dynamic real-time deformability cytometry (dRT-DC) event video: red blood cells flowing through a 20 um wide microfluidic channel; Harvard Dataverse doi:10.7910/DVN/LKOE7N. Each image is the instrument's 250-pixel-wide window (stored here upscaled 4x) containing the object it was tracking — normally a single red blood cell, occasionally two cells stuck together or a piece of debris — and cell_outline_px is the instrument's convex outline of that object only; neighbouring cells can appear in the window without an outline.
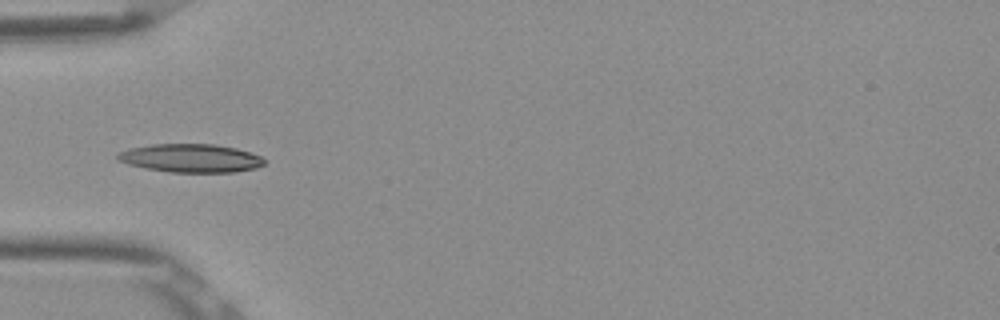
{"species": "Egyptian fruit bat (a non-hibernating species)", "species_latin": "Rousettus aegyptiacus", "temperature_condition": "room temperature", "stored_images_in_passage": 8, "camera_frame_rate_fps": 3000, "um_per_image_px": 0.085, "frame": {"image": 1, "passage_image": 5, "time_ms": 1.333, "image_size_px": [1000, 320], "cell_outline_px": [[268, 160], [264, 164], [256, 168], [236, 172], [168, 172], [144, 168], [128, 164], [116, 160], [116, 152], [128, 148], [152, 144], [216, 144], [236, 148], [260, 156]], "centroid_in_image_um": [16.18, 13.44], "position_along_channel_um": 68.8, "area_um2": 24.57}}
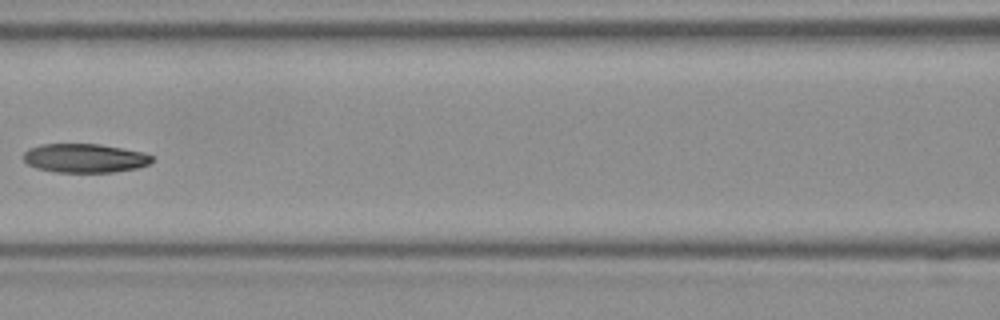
{"frame": {"image": 2, "passage_image": 7, "time_ms": 2.0, "image_size_px": [1000, 320], "cell_outline_px": [[152, 160], [148, 164], [136, 168], [116, 172], [56, 172], [36, 168], [28, 164], [20, 156], [28, 148], [40, 144], [100, 144], [144, 152], [152, 156]], "centroid_in_image_um": [7.16, 13.44], "position_along_channel_um": 159.4, "area_um2": 21.79}}
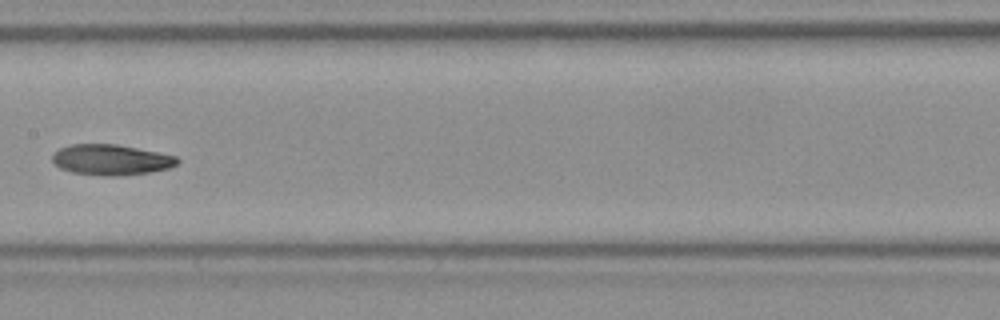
{"frame": {"image": 3, "passage_image": 8, "time_ms": 2.333, "image_size_px": [1000, 320], "cell_outline_px": [[180, 160], [176, 164], [168, 168], [148, 172], [116, 176], [104, 176], [72, 172], [60, 168], [52, 160], [52, 152], [60, 148], [72, 144], [116, 144], [176, 156]], "centroid_in_image_um": [9.4, 13.58], "position_along_channel_um": 198.0, "area_um2": 22.08}}